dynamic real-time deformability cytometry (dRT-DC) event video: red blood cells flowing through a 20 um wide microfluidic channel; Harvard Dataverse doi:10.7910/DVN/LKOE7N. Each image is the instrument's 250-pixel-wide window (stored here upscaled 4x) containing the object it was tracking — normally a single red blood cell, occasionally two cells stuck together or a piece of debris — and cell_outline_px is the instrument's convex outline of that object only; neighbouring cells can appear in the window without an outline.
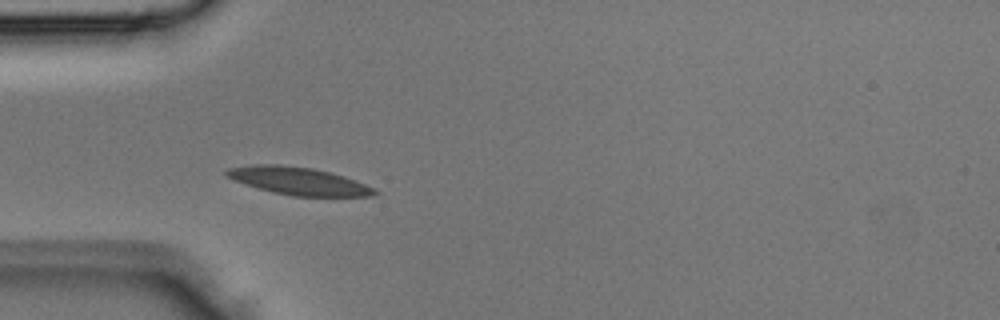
{"species": "Egyptian fruit bat (a non-hibernating species)", "species_latin": "Rousettus aegyptiacus", "temperature_condition": "room temperature", "stored_images_in_passage": 2, "camera_frame_rate_fps": 3000, "um_per_image_px": 0.085, "animal": {"sex": "male"}, "frame": {"image": 1, "passage_image": 2, "time_ms": 0.333, "image_size_px": [1000, 320], "cell_outline_px": [[380, 192], [372, 196], [292, 196], [272, 192], [244, 184], [224, 176], [224, 172], [228, 168], [252, 164], [280, 164], [312, 168], [344, 176], [356, 180]], "centroid_in_image_um": [25.32, 15.38], "position_along_channel_um": 59.7, "area_um2": 23.87}}